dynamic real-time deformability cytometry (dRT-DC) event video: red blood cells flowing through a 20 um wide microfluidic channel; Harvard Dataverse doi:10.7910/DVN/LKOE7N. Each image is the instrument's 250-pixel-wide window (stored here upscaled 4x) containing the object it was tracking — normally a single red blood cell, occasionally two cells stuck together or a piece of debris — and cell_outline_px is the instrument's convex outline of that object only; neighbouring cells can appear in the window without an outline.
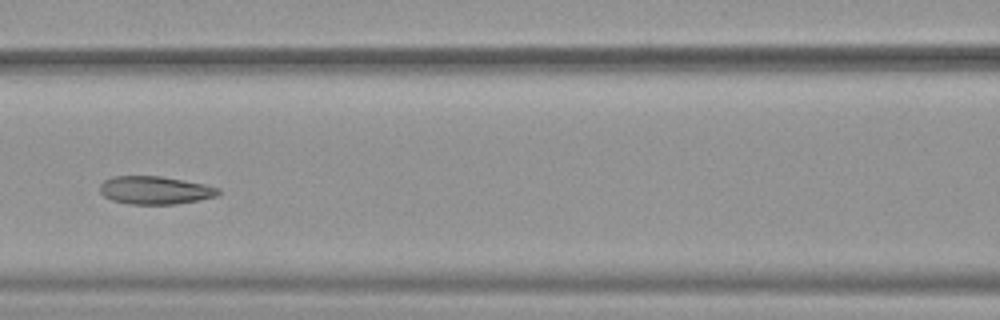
{"species": "common noctule bat (a hibernating species)", "species_latin": "Nyctalus noctula", "temperature_condition": "warm", "stored_images_in_passage": 34, "camera_frame_rate_fps": 3000, "um_per_image_px": 0.085, "animal": {"sex": "female", "body_mass_g": 19.9}, "frame": {"image": 1, "passage_image": 10, "time_ms": 3.0, "image_size_px": [1000, 320], "cell_outline_px": [[220, 192], [216, 196], [200, 200], [176, 204], [128, 204], [112, 200], [104, 196], [100, 192], [100, 184], [104, 180], [112, 176], [160, 176], [184, 180], [204, 184], [220, 188]], "centroid_in_image_um": [13.17, 16.17], "position_along_channel_um": 153.4, "area_um2": 19.42}, "authors_computed_cell_mechanics": {"area_um2": 20.2011, "velocity_mm_per_s": 3.8847, "shape_relaxation_time_tau1_ms": 6.5847, "shape_relaxation_time_tau2_ms": 1.6952, "deformation_change_tau1": 0.1502, "deformation_change_tau2": 0.0834}}